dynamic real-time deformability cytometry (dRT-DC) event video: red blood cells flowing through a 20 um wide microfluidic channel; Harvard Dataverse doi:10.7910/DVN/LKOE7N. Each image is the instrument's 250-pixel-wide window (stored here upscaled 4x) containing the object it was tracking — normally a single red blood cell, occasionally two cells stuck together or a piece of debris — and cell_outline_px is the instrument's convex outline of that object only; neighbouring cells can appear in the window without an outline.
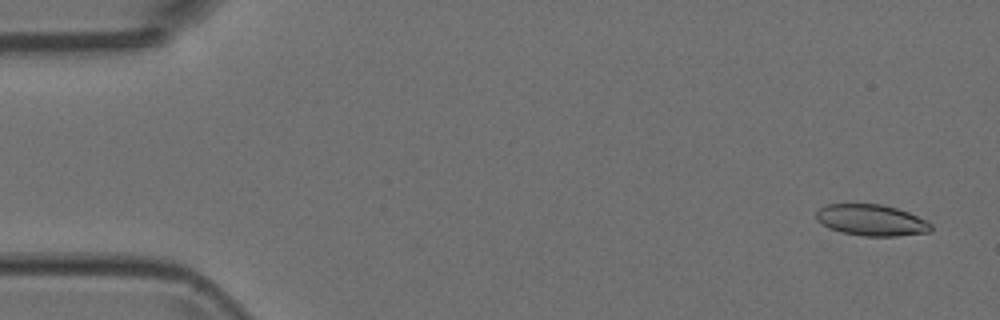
{"species": "Egyptian fruit bat (a non-hibernating species)", "species_latin": "Rousettus aegyptiacus", "temperature_condition": "room temperature", "stored_images_in_passage": 8, "camera_frame_rate_fps": 3000, "um_per_image_px": 0.085, "animal": {"sex": "female"}, "frame": {"image": 1, "passage_image": 1, "time_ms": 0.0, "image_size_px": [1000, 320], "cell_outline_px": [[932, 232], [896, 236], [864, 236], [840, 232], [828, 228], [816, 220], [816, 212], [820, 208], [828, 204], [880, 204], [896, 208], [908, 212], [932, 224]], "centroid_in_image_um": [74.05, 18.72], "position_along_channel_um": 10.9, "area_um2": 20.92}}
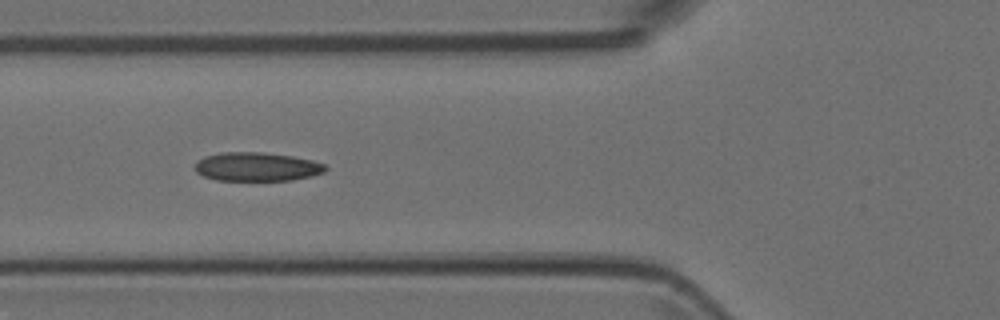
{"frame": {"image": 2, "passage_image": 6, "time_ms": 1.667, "image_size_px": [1000, 320], "cell_outline_px": [[328, 168], [324, 172], [312, 176], [292, 180], [216, 180], [204, 176], [196, 172], [196, 160], [204, 156], [220, 152], [260, 152], [292, 156], [312, 160], [324, 164]], "centroid_in_image_um": [21.82, 14.17], "position_along_channel_um": 104.0, "area_um2": 21.91}}
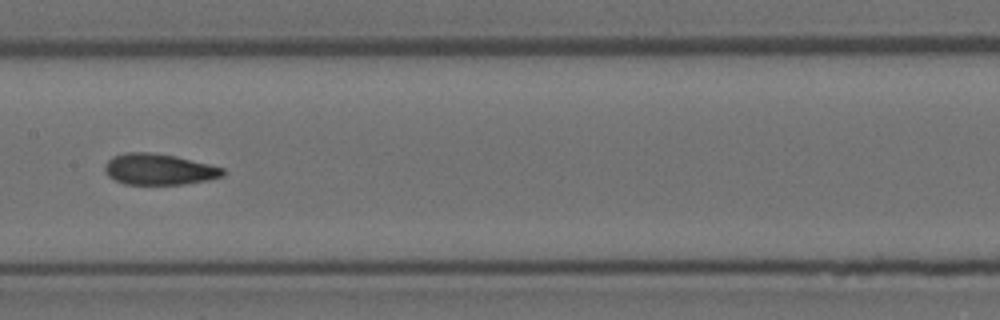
{"frame": {"image": 3, "passage_image": 8, "time_ms": 2.333, "image_size_px": [1000, 320], "cell_outline_px": [[224, 176], [208, 180], [184, 184], [124, 184], [108, 176], [104, 168], [104, 164], [112, 156], [124, 152], [148, 152], [176, 156], [224, 168]], "centroid_in_image_um": [13.49, 14.38], "position_along_channel_um": 193.9, "area_um2": 21.39}}